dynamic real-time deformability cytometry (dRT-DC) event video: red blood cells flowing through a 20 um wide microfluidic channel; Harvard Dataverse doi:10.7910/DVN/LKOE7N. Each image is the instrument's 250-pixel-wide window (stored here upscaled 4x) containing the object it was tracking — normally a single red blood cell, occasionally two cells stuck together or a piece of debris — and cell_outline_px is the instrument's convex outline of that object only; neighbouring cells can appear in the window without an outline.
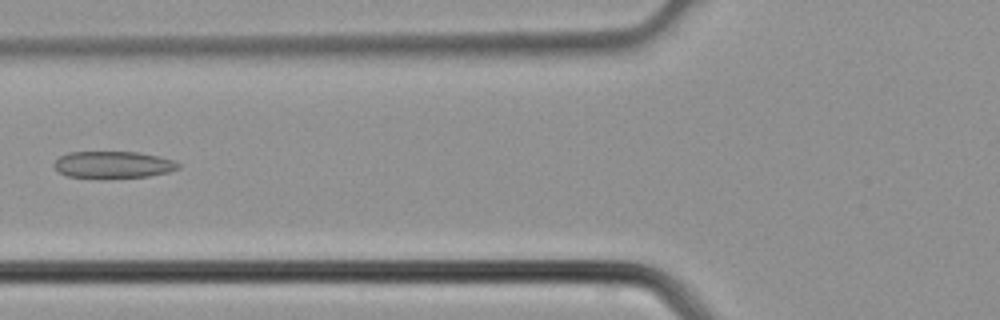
{"species": "common noctule bat (a hibernating species)", "species_latin": "Nyctalus noctula", "temperature_condition": "cold", "stored_images_in_passage": 3, "camera_frame_rate_fps": 3000, "um_per_image_px": 0.085, "animal": {"sex": "male", "body_mass_g": 21.5, "forearm_length_mm": 52.0}, "frame": {"image": 1, "passage_image": 3, "time_ms": 0.667, "image_size_px": [1000, 320], "cell_outline_px": [[180, 168], [168, 172], [148, 176], [100, 180], [68, 176], [60, 172], [52, 164], [60, 156], [68, 152], [140, 152], [176, 160], [180, 164]], "centroid_in_image_um": [9.63, 14.02], "position_along_channel_um": 116.2, "area_um2": 20.06}}